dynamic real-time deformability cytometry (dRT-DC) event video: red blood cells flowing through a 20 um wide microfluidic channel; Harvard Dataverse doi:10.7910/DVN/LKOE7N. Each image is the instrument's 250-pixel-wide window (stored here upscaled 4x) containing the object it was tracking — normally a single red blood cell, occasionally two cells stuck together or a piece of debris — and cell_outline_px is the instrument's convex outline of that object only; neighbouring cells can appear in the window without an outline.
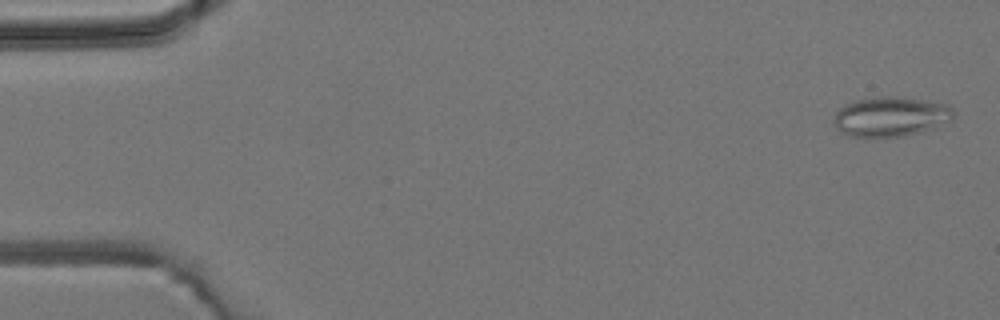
{"species": "common noctule bat (a hibernating species)", "species_latin": "Nyctalus noctula", "temperature_condition": "room temperature", "stored_images_in_passage": 7, "camera_frame_rate_fps": 3000, "um_per_image_px": 0.085, "animal": {"sex": "male", "body_mass_g": 19.2, "forearm_length_mm": 51.8}, "frame": {"image": 1, "passage_image": 1, "time_ms": 0.0, "image_size_px": [1000, 320], "cell_outline_px": [[956, 116], [952, 120], [936, 128], [908, 136], [848, 136], [840, 132], [832, 124], [832, 120], [836, 112], [844, 104], [856, 100], [876, 96], [896, 96], [948, 104], [952, 108]], "centroid_in_image_um": [75.72, 9.91], "position_along_channel_um": 9.3, "area_um2": 28.21}}
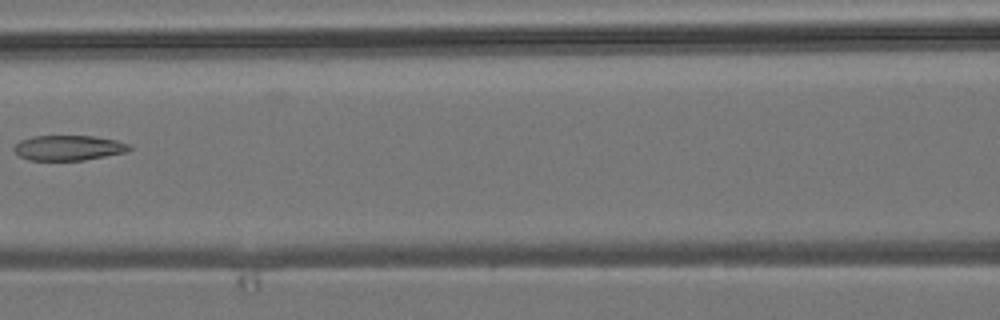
{"frame": {"image": 2, "passage_image": 7, "time_ms": 7.0, "image_size_px": [1000, 320], "cell_outline_px": [[132, 148], [124, 152], [84, 160], [28, 160], [20, 156], [12, 148], [20, 140], [32, 136], [96, 136], [116, 140], [128, 144]], "centroid_in_image_um": [5.79, 12.56], "position_along_channel_um": 160.8, "area_um2": 16.76}}